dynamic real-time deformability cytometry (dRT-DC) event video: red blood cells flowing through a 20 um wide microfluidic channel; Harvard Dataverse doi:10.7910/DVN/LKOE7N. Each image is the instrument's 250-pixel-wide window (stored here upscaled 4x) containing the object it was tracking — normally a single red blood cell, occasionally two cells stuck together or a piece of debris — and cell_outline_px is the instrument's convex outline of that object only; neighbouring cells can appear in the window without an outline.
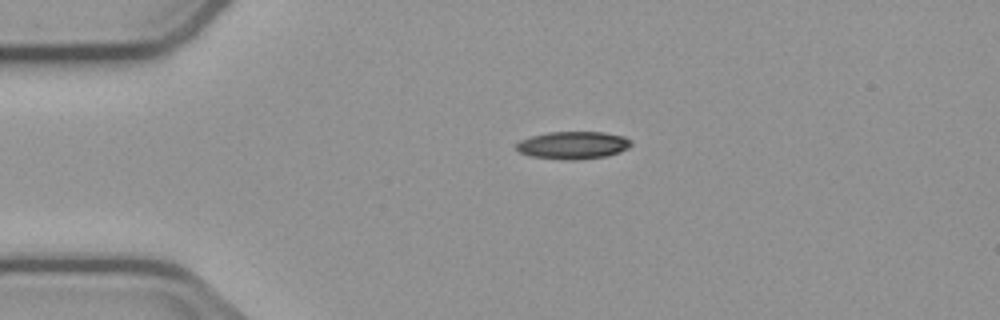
{"species": "common noctule bat (a hibernating species)", "species_latin": "Nyctalus noctula", "temperature_condition": "cold", "stored_images_in_passage": 51, "camera_frame_rate_fps": 3000, "um_per_image_px": 0.085, "animal": {"sex": "male", "body_mass_g": 23.1, "forearm_length_mm": 52.7}, "frame": {"image": 1, "passage_image": 8, "time_ms": 2.333, "image_size_px": [1000, 320], "cell_outline_px": [[632, 144], [628, 148], [620, 152], [604, 156], [580, 160], [564, 160], [528, 156], [520, 152], [516, 148], [516, 144], [520, 140], [532, 136], [548, 132], [604, 132], [624, 136], [632, 140]], "centroid_in_image_um": [48.72, 12.34], "position_along_channel_um": 36.3, "area_um2": 18.61}}
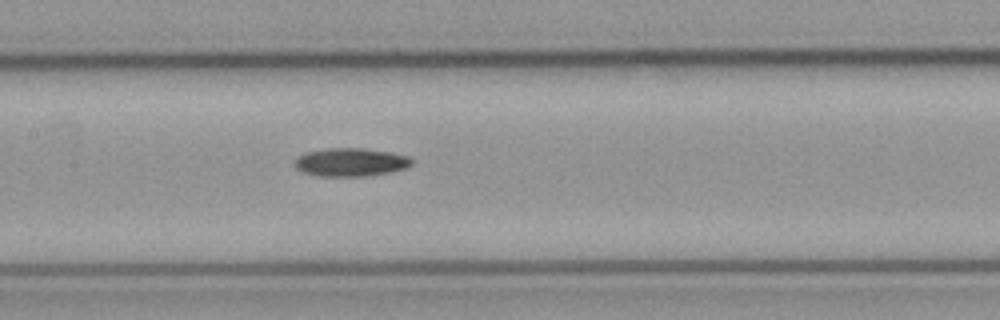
{"frame": {"image": 2, "passage_image": 22, "time_ms": 7.0, "image_size_px": [1000, 320], "cell_outline_px": [[412, 164], [408, 168], [368, 176], [316, 176], [304, 172], [296, 168], [296, 160], [304, 152], [328, 148], [360, 148], [388, 152], [408, 156], [412, 160]], "centroid_in_image_um": [29.82, 13.79], "position_along_channel_um": 177.6, "area_um2": 19.13}}
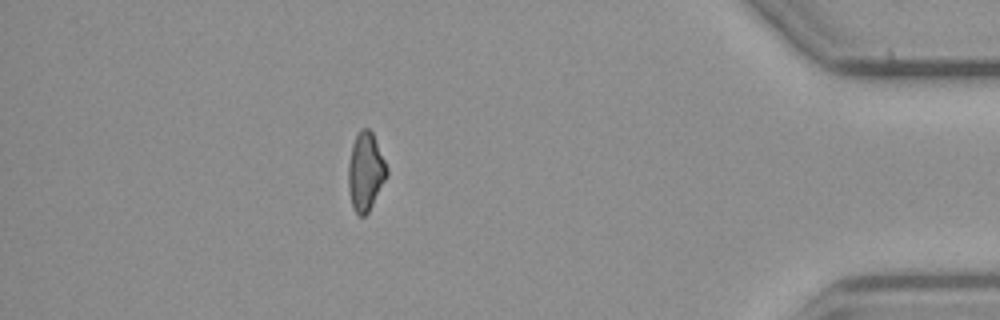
{"frame": {"image": 3, "passage_image": 44, "time_ms": 14.333, "image_size_px": [1000, 320], "cell_outline_px": [[388, 176], [368, 212], [364, 216], [360, 216], [352, 208], [348, 188], [348, 164], [352, 144], [360, 128], [368, 128], [372, 132], [388, 168]], "centroid_in_image_um": [31.07, 14.59], "position_along_channel_um": 404.1, "area_um2": 17.63}, "authors_computed_cell_mechanics": {"area_um2": 18.207, "velocity_mm_per_s": 3.7697, "shape_relaxation_time_tau1_ms": null, "shape_relaxation_time_tau2_ms": 9.4199, "deformation_change_tau1": null, "deformation_change_tau2": 0.1953}}